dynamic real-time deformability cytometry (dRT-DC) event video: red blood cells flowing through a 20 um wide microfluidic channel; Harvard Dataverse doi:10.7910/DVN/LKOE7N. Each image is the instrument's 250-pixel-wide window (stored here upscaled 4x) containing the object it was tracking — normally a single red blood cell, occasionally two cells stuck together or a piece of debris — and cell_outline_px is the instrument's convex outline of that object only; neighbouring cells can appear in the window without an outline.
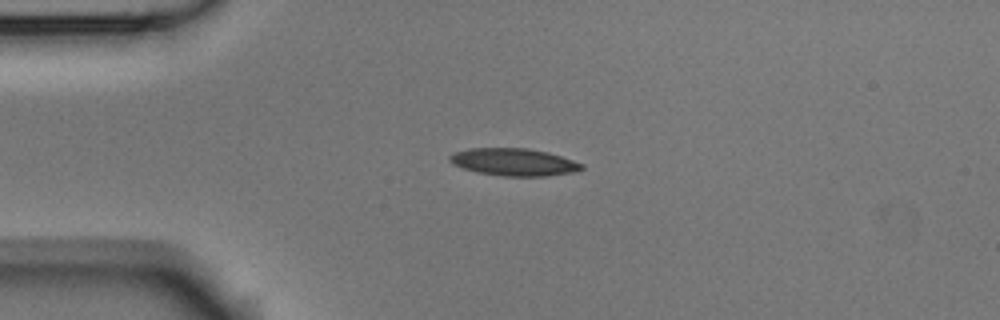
{"species": "Egyptian fruit bat (a non-hibernating species)", "species_latin": "Rousettus aegyptiacus", "temperature_condition": "room temperature", "stored_images_in_passage": 3, "camera_frame_rate_fps": 3000, "um_per_image_px": 0.085, "animal": {"sex": "male"}, "frame": {"image": 1, "passage_image": 3, "time_ms": 0.667, "image_size_px": [1000, 320], "cell_outline_px": [[584, 168], [572, 172], [548, 176], [504, 176], [480, 172], [464, 168], [452, 164], [448, 160], [448, 156], [452, 152], [468, 148], [528, 148], [548, 152], [584, 164]], "centroid_in_image_um": [43.65, 13.76], "position_along_channel_um": 41.4, "area_um2": 21.04}}